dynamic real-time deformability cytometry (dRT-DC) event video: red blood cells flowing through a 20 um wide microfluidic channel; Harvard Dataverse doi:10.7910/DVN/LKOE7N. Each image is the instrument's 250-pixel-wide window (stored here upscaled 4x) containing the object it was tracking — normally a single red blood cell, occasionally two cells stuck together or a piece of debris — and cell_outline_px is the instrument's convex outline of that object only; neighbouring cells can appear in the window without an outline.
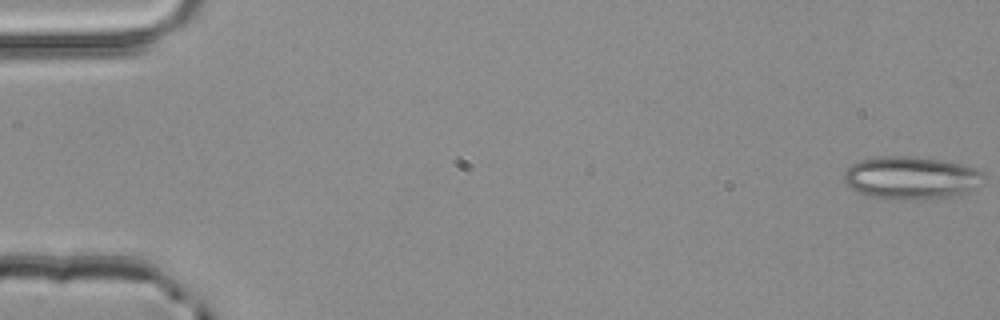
{"species": "common noctule bat (a hibernating species)", "species_latin": "Nyctalus noctula", "temperature_condition": "room temperature", "stored_images_in_passage": 54, "camera_frame_rate_fps": 3000, "um_per_image_px": 0.085, "animal": {"sex": "male", "body_mass_g": 20.4}, "frame": {"image": 1, "passage_image": 1, "time_ms": 0.0, "image_size_px": [1000, 320], "cell_outline_px": [[984, 176], [968, 192], [948, 196], [924, 200], [916, 200], [872, 196], [860, 192], [852, 188], [844, 180], [844, 172], [852, 164], [860, 160], [884, 156], [908, 156], [944, 160], [960, 164], [984, 172]], "centroid_in_image_um": [77.43, 15.1], "position_along_channel_um": 7.6, "area_um2": 34.1}}
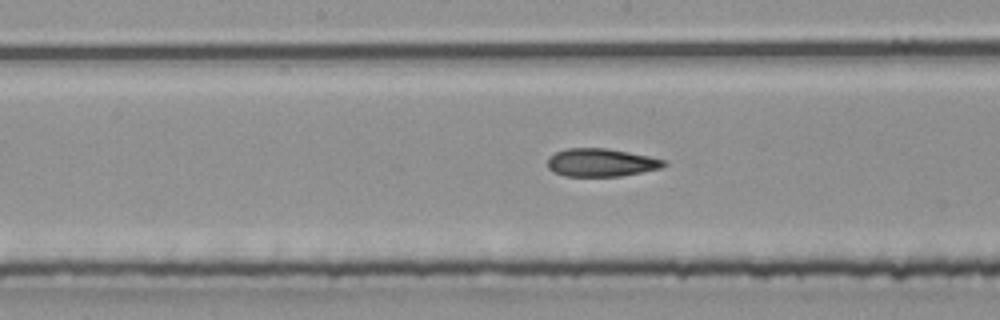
{"frame": {"image": 2, "passage_image": 28, "time_ms": 9.0, "image_size_px": [1000, 320], "cell_outline_px": [[668, 164], [660, 168], [620, 176], [564, 176], [548, 168], [548, 156], [556, 152], [568, 148], [608, 148], [668, 160]], "centroid_in_image_um": [51.11, 13.81], "position_along_channel_um": 197.1, "area_um2": 18.96}}
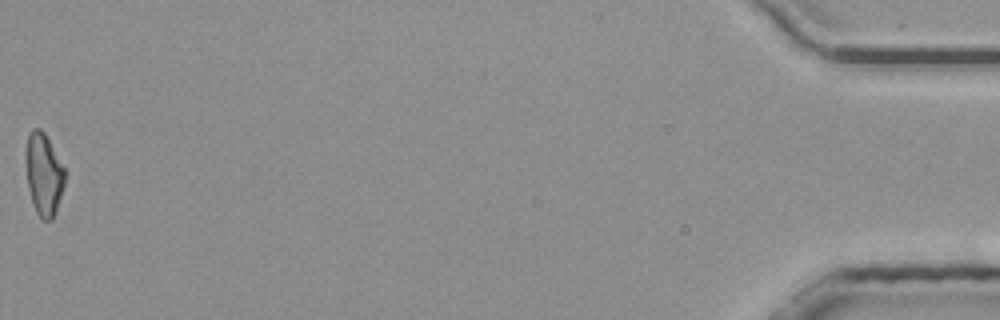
{"frame": {"image": 3, "passage_image": 54, "time_ms": 17.667, "image_size_px": [1000, 320], "cell_outline_px": [[64, 184], [56, 212], [52, 220], [40, 220], [36, 212], [28, 188], [28, 132], [32, 128], [40, 128], [44, 132], [64, 168]], "centroid_in_image_um": [3.75, 14.86], "position_along_channel_um": 431.5, "area_um2": 17.98}, "authors_computed_cell_mechanics": {"area_um2": 19.5075, "velocity_mm_per_s": 3.9126, "shape_relaxation_time_tau1_ms": 7.7249, "shape_relaxation_time_tau2_ms": 2.5877, "deformation_change_tau1": 0.1682, "deformation_change_tau2": 0.1169}}